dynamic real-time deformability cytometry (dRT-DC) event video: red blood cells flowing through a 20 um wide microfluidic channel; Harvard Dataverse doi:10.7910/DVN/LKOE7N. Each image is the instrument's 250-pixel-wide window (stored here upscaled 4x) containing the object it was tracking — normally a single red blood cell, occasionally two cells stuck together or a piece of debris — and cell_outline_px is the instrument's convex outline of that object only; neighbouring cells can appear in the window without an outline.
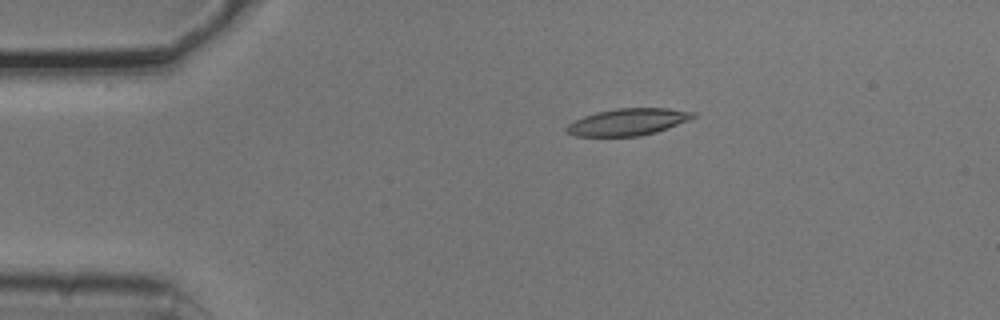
{"species": "common noctule bat (a hibernating species)", "species_latin": "Nyctalus noctula", "temperature_condition": "cold", "stored_images_in_passage": 9, "camera_frame_rate_fps": 3000, "um_per_image_px": 0.085, "animal": {"sex": "male", "body_mass_g": 20.5, "forearm_length_mm": 52.5}, "frame": {"image": 1, "passage_image": 2, "time_ms": 0.333, "image_size_px": [1000, 320], "cell_outline_px": [[696, 116], [688, 120], [668, 128], [656, 132], [640, 136], [576, 136], [564, 132], [564, 128], [568, 124], [584, 116], [596, 112], [616, 108], [668, 108], [696, 112]], "centroid_in_image_um": [53.36, 10.36], "position_along_channel_um": 31.6, "area_um2": 19.88}}
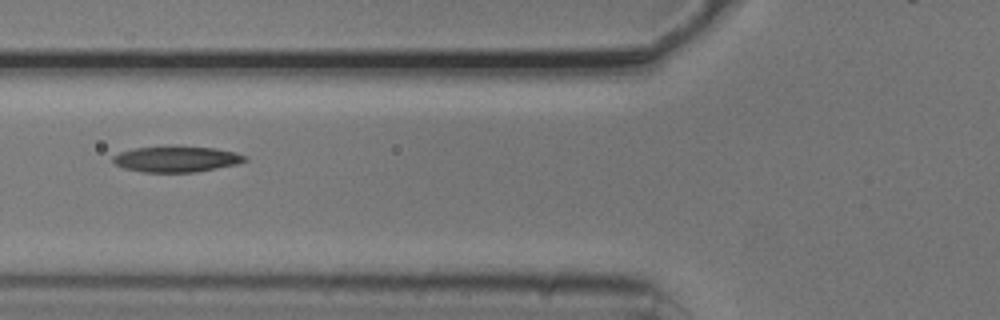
{"frame": {"image": 2, "passage_image": 5, "time_ms": 1.333, "image_size_px": [1000, 320], "cell_outline_px": [[248, 160], [236, 164], [196, 172], [144, 172], [124, 168], [116, 164], [112, 160], [112, 156], [120, 152], [136, 148], [216, 148], [236, 152], [248, 156]], "centroid_in_image_um": [15.03, 13.55], "position_along_channel_um": 110.8, "area_um2": 19.25}}
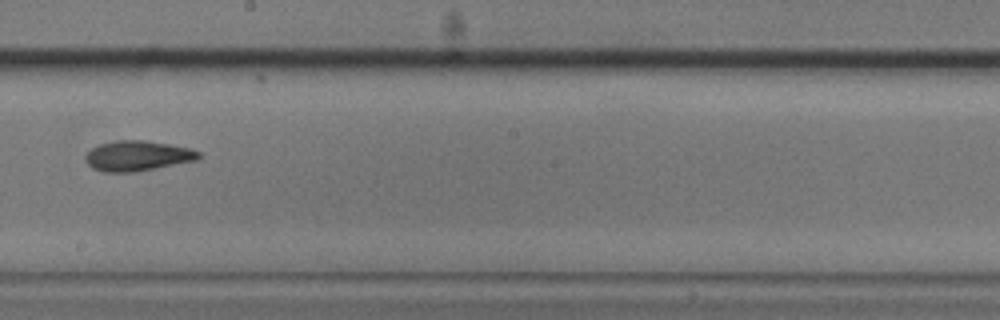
{"frame": {"image": 3, "passage_image": 8, "time_ms": 2.333, "image_size_px": [1000, 320], "cell_outline_px": [[200, 156], [196, 160], [136, 172], [104, 172], [92, 168], [84, 160], [84, 156], [92, 148], [100, 144], [116, 140], [144, 140], [192, 148], [200, 152]], "centroid_in_image_um": [11.67, 13.25], "position_along_channel_um": 236.5, "area_um2": 19.94}}